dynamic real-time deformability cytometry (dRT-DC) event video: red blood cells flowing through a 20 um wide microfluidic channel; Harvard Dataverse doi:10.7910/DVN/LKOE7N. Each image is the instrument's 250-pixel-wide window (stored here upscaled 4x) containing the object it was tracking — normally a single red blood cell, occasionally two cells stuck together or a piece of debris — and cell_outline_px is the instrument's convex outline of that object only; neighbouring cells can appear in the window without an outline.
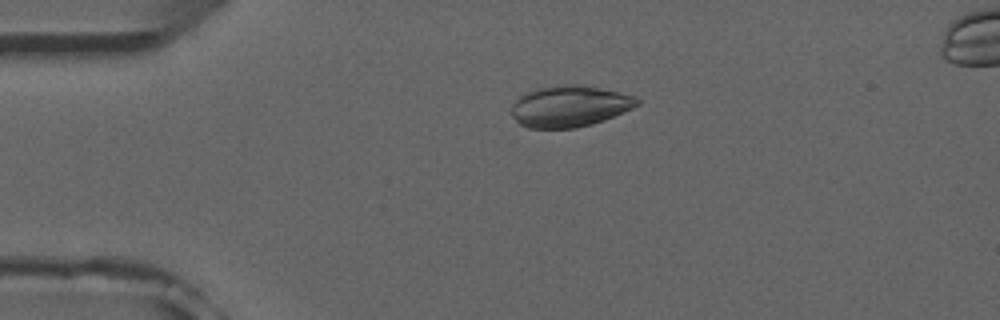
{"species": "common noctule bat (a hibernating species)", "species_latin": "Nyctalus noctula", "temperature_condition": "room temperature", "stored_images_in_passage": 40, "camera_frame_rate_fps": 3000, "um_per_image_px": 0.085, "animal": {"sex": "male", "forearm_length_mm": 52.5}, "frame": {"image": 1, "passage_image": 2, "time_ms": 0.333, "image_size_px": [1000, 320], "cell_outline_px": [[640, 104], [632, 108], [604, 120], [592, 124], [576, 128], [528, 128], [520, 124], [508, 112], [512, 104], [520, 96], [536, 88], [556, 84], [580, 84], [620, 92], [636, 96], [640, 100]], "centroid_in_image_um": [48.4, 9.02], "position_along_channel_um": 36.6, "area_um2": 30.58}}
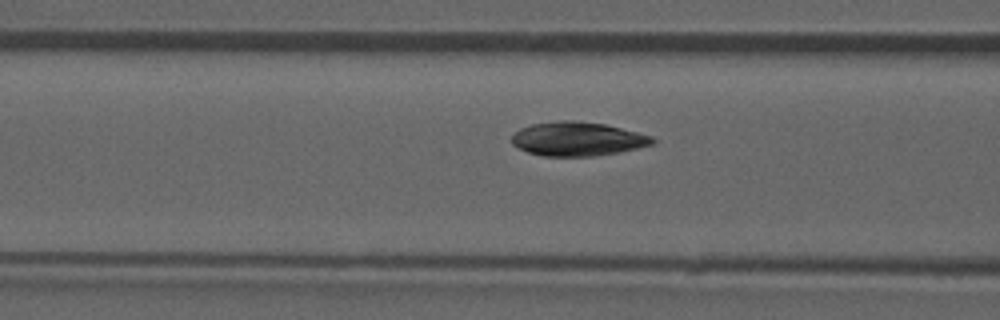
{"frame": {"image": 2, "passage_image": 11, "time_ms": 3.333, "image_size_px": [1000, 320], "cell_outline_px": [[656, 144], [616, 152], [592, 156], [544, 156], [528, 152], [512, 144], [512, 136], [520, 128], [532, 124], [560, 120], [576, 120], [604, 124], [652, 136], [656, 140]], "centroid_in_image_um": [49.09, 11.8], "position_along_channel_um": 117.5, "area_um2": 27.63}}
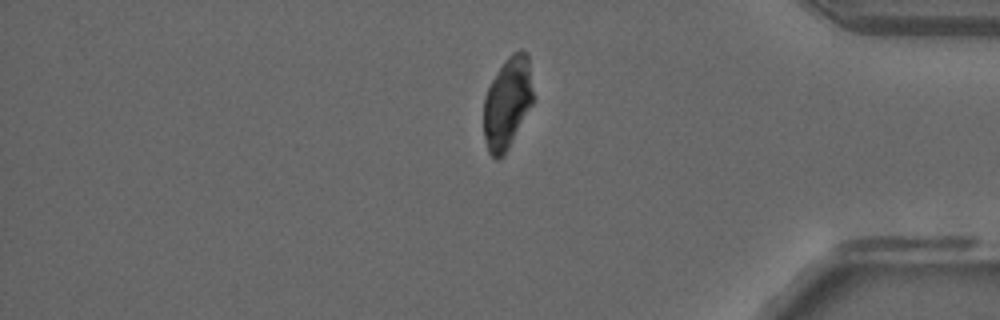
{"frame": {"image": 3, "passage_image": 34, "time_ms": 11.0, "image_size_px": [1000, 320], "cell_outline_px": [[532, 104], [504, 156], [496, 160], [488, 152], [484, 136], [484, 96], [496, 72], [504, 60], [512, 52], [520, 48], [528, 52], [532, 92]], "centroid_in_image_um": [43.11, 8.72], "position_along_channel_um": 392.1, "area_um2": 26.41}}